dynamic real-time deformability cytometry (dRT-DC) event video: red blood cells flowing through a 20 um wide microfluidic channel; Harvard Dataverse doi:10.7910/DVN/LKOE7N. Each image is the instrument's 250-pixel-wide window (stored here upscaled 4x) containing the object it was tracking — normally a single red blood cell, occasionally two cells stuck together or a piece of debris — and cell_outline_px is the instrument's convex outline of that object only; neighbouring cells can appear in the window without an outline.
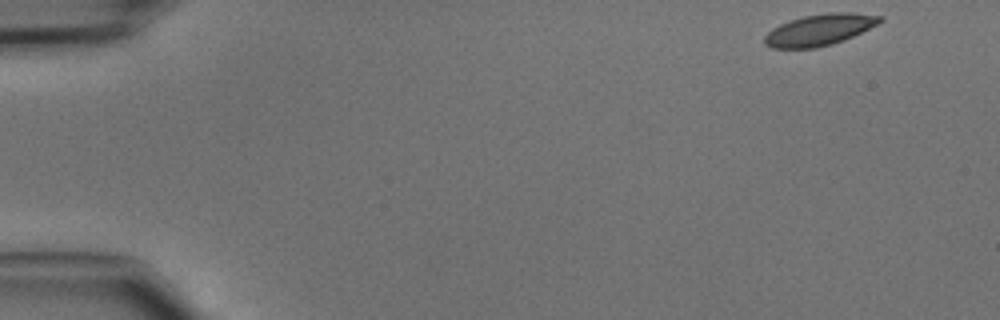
{"species": "common noctule bat (a hibernating species)", "species_latin": "Nyctalus noctula", "temperature_condition": "cold", "stored_images_in_passage": 45, "camera_frame_rate_fps": 3000, "um_per_image_px": 0.085, "animal": {"sex": "male", "body_mass_g": 15.6}, "frame": {"image": 1, "passage_image": 1, "time_ms": 0.0, "image_size_px": [1000, 320], "cell_outline_px": [[884, 20], [844, 40], [832, 44], [816, 48], [772, 48], [764, 44], [764, 36], [772, 28], [788, 20], [804, 16], [828, 12], [852, 12], [884, 16]], "centroid_in_image_um": [69.64, 2.52], "position_along_channel_um": 15.4, "area_um2": 21.1}}
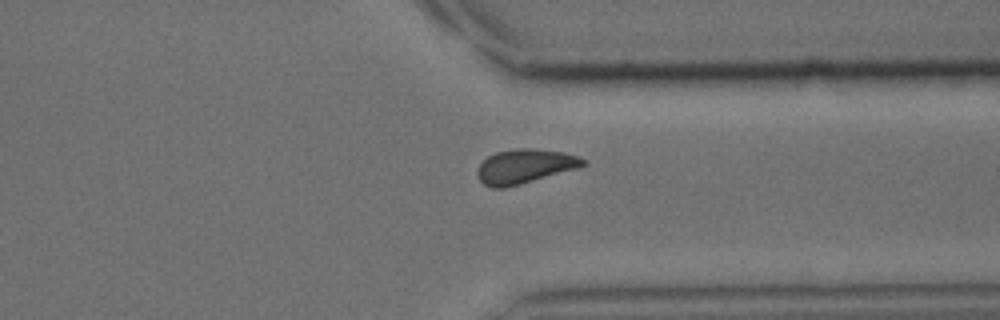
{"frame": {"image": 2, "passage_image": 34, "time_ms": 11.0, "image_size_px": [1000, 320], "cell_outline_px": [[588, 164], [580, 168], [520, 184], [504, 188], [492, 188], [484, 184], [480, 180], [476, 172], [480, 164], [488, 156], [496, 152], [516, 148], [532, 148], [564, 152], [580, 156], [588, 160]], "centroid_in_image_um": [44.67, 14.13], "position_along_channel_um": 366.7, "area_um2": 21.39}}
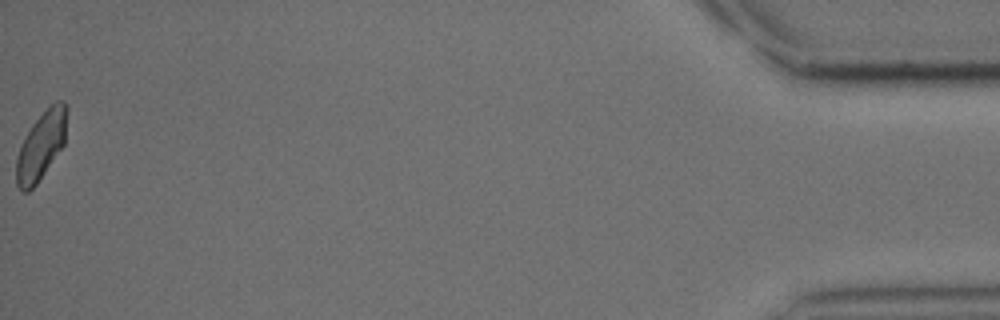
{"frame": {"image": 3, "passage_image": 45, "time_ms": 14.667, "image_size_px": [1000, 320], "cell_outline_px": [[68, 112], [64, 144], [36, 184], [28, 192], [24, 192], [16, 184], [16, 160], [24, 136], [32, 124], [56, 100], [64, 100], [68, 104]], "centroid_in_image_um": [3.52, 12.33], "position_along_channel_um": 431.7, "area_um2": 19.94}}